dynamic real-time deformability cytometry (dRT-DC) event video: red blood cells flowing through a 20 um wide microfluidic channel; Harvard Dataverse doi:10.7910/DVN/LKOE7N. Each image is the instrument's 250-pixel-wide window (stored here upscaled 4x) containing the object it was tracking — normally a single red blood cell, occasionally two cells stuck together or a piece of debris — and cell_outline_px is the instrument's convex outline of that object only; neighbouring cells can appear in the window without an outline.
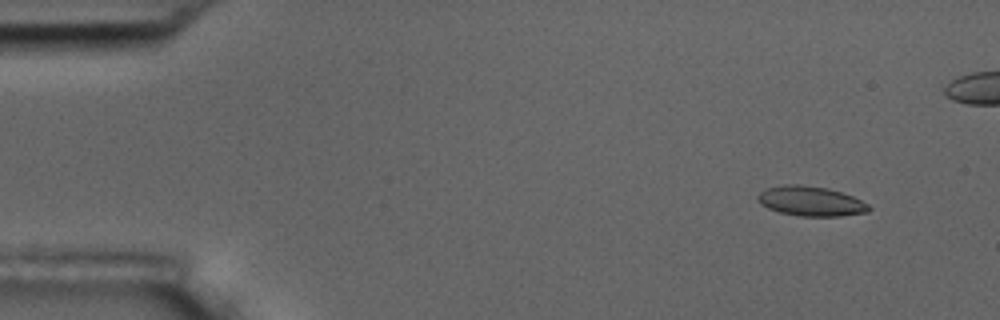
{"species": "common noctule bat (a hibernating species)", "species_latin": "Nyctalus noctula", "temperature_condition": "room temperature", "stored_images_in_passage": 6, "camera_frame_rate_fps": 3000, "um_per_image_px": 0.085, "animal": {"sex": "male", "body_mass_g": 17.5, "forearm_length_mm": 52.3}, "frame": {"image": 1, "passage_image": 2, "time_ms": 1.0, "image_size_px": [1000, 320], "cell_outline_px": [[872, 208], [868, 212], [840, 216], [800, 216], [780, 212], [768, 208], [760, 204], [756, 200], [756, 196], [760, 192], [768, 188], [784, 184], [800, 184], [828, 188], [852, 196], [868, 204]], "centroid_in_image_um": [68.9, 17.1], "position_along_channel_um": 16.1, "area_um2": 19.31}}